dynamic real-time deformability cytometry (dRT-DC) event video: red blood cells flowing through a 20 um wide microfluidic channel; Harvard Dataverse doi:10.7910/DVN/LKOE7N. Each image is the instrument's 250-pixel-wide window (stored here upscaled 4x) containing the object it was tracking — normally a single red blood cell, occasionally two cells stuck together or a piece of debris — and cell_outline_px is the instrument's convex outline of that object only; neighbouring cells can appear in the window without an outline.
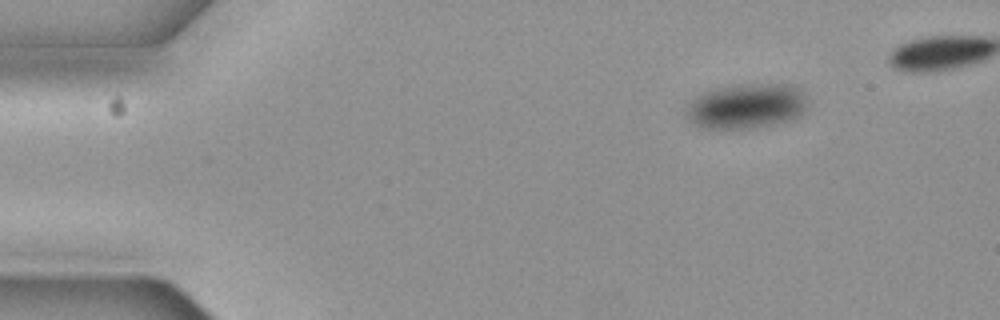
{"species": "common noctule bat (a hibernating species)", "species_latin": "Nyctalus noctula", "temperature_condition": "cold", "stored_images_in_passage": 2, "camera_frame_rate_fps": 3000, "um_per_image_px": 0.085, "animal": {"sex": "female", "body_mass_g": 19.3, "forearm_length_mm": 54.1}, "frame": {"image": 1, "passage_image": 2, "time_ms": 0.333, "image_size_px": [1000, 320], "cell_outline_px": [[808, 100], [804, 108], [796, 116], [784, 120], [764, 124], [732, 128], [708, 128], [696, 124], [688, 116], [684, 108], [696, 96], [712, 88], [740, 84], [792, 84], [800, 88], [804, 92]], "centroid_in_image_um": [63.42, 8.95], "position_along_channel_um": 21.6, "area_um2": 30.98}}